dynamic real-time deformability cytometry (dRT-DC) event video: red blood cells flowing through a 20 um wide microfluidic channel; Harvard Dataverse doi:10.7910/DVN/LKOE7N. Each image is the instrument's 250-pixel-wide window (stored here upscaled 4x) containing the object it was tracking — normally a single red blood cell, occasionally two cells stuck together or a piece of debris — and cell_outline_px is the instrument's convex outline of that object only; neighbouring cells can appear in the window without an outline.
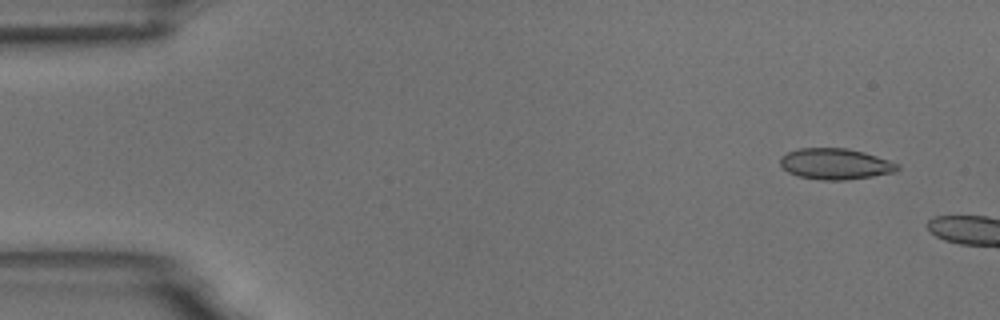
{"species": "common noctule bat (a hibernating species)", "species_latin": "Nyctalus noctula", "temperature_condition": "room temperature", "stored_images_in_passage": 2, "camera_frame_rate_fps": 3000, "um_per_image_px": 0.085, "animal": {"sex": "male", "body_mass_g": 18.8}, "frame": {"image": 1, "passage_image": 1, "time_ms": 0.0, "image_size_px": [1000, 320], "cell_outline_px": [[900, 168], [896, 172], [872, 176], [844, 180], [820, 180], [800, 176], [788, 172], [780, 164], [780, 156], [788, 152], [800, 148], [848, 148], [864, 152], [900, 164]], "centroid_in_image_um": [71.02, 13.93], "position_along_channel_um": 14.0, "area_um2": 21.15}}